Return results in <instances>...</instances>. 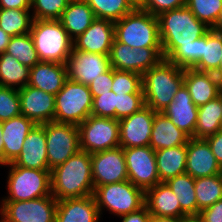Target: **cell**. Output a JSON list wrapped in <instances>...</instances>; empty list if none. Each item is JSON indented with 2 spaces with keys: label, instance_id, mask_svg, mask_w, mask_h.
<instances>
[{
  "label": "cell",
  "instance_id": "2",
  "mask_svg": "<svg viewBox=\"0 0 222 222\" xmlns=\"http://www.w3.org/2000/svg\"><path fill=\"white\" fill-rule=\"evenodd\" d=\"M157 18L164 59L179 46L192 44L211 30L198 20L187 6L162 12Z\"/></svg>",
  "mask_w": 222,
  "mask_h": 222
},
{
  "label": "cell",
  "instance_id": "21",
  "mask_svg": "<svg viewBox=\"0 0 222 222\" xmlns=\"http://www.w3.org/2000/svg\"><path fill=\"white\" fill-rule=\"evenodd\" d=\"M184 85L197 107L217 98L222 90V83L214 73L193 68L184 69Z\"/></svg>",
  "mask_w": 222,
  "mask_h": 222
},
{
  "label": "cell",
  "instance_id": "35",
  "mask_svg": "<svg viewBox=\"0 0 222 222\" xmlns=\"http://www.w3.org/2000/svg\"><path fill=\"white\" fill-rule=\"evenodd\" d=\"M96 18L116 22L132 12L136 7L134 0H85Z\"/></svg>",
  "mask_w": 222,
  "mask_h": 222
},
{
  "label": "cell",
  "instance_id": "6",
  "mask_svg": "<svg viewBox=\"0 0 222 222\" xmlns=\"http://www.w3.org/2000/svg\"><path fill=\"white\" fill-rule=\"evenodd\" d=\"M93 197L100 215L107 209L114 216L121 217L145 206V191L129 180L97 186Z\"/></svg>",
  "mask_w": 222,
  "mask_h": 222
},
{
  "label": "cell",
  "instance_id": "8",
  "mask_svg": "<svg viewBox=\"0 0 222 222\" xmlns=\"http://www.w3.org/2000/svg\"><path fill=\"white\" fill-rule=\"evenodd\" d=\"M92 104L89 87L67 79L55 95L54 121L78 126L91 115Z\"/></svg>",
  "mask_w": 222,
  "mask_h": 222
},
{
  "label": "cell",
  "instance_id": "40",
  "mask_svg": "<svg viewBox=\"0 0 222 222\" xmlns=\"http://www.w3.org/2000/svg\"><path fill=\"white\" fill-rule=\"evenodd\" d=\"M70 0H31L33 20H59Z\"/></svg>",
  "mask_w": 222,
  "mask_h": 222
},
{
  "label": "cell",
  "instance_id": "32",
  "mask_svg": "<svg viewBox=\"0 0 222 222\" xmlns=\"http://www.w3.org/2000/svg\"><path fill=\"white\" fill-rule=\"evenodd\" d=\"M222 34L211 29L202 37V57L197 61L193 69L215 73L221 61Z\"/></svg>",
  "mask_w": 222,
  "mask_h": 222
},
{
  "label": "cell",
  "instance_id": "52",
  "mask_svg": "<svg viewBox=\"0 0 222 222\" xmlns=\"http://www.w3.org/2000/svg\"><path fill=\"white\" fill-rule=\"evenodd\" d=\"M10 38L11 36H9L0 28V54H3L6 51Z\"/></svg>",
  "mask_w": 222,
  "mask_h": 222
},
{
  "label": "cell",
  "instance_id": "38",
  "mask_svg": "<svg viewBox=\"0 0 222 222\" xmlns=\"http://www.w3.org/2000/svg\"><path fill=\"white\" fill-rule=\"evenodd\" d=\"M194 16L213 28L222 10V0H187L186 5Z\"/></svg>",
  "mask_w": 222,
  "mask_h": 222
},
{
  "label": "cell",
  "instance_id": "26",
  "mask_svg": "<svg viewBox=\"0 0 222 222\" xmlns=\"http://www.w3.org/2000/svg\"><path fill=\"white\" fill-rule=\"evenodd\" d=\"M178 197L166 182H159L145 191V206L149 213L162 217H188L182 210Z\"/></svg>",
  "mask_w": 222,
  "mask_h": 222
},
{
  "label": "cell",
  "instance_id": "37",
  "mask_svg": "<svg viewBox=\"0 0 222 222\" xmlns=\"http://www.w3.org/2000/svg\"><path fill=\"white\" fill-rule=\"evenodd\" d=\"M5 53L29 68L40 61L30 33L11 37Z\"/></svg>",
  "mask_w": 222,
  "mask_h": 222
},
{
  "label": "cell",
  "instance_id": "54",
  "mask_svg": "<svg viewBox=\"0 0 222 222\" xmlns=\"http://www.w3.org/2000/svg\"><path fill=\"white\" fill-rule=\"evenodd\" d=\"M214 31H217L222 34V10L220 16L216 22V25L212 28Z\"/></svg>",
  "mask_w": 222,
  "mask_h": 222
},
{
  "label": "cell",
  "instance_id": "10",
  "mask_svg": "<svg viewBox=\"0 0 222 222\" xmlns=\"http://www.w3.org/2000/svg\"><path fill=\"white\" fill-rule=\"evenodd\" d=\"M48 166L52 170L79 150V130L74 124L50 121L45 123Z\"/></svg>",
  "mask_w": 222,
  "mask_h": 222
},
{
  "label": "cell",
  "instance_id": "13",
  "mask_svg": "<svg viewBox=\"0 0 222 222\" xmlns=\"http://www.w3.org/2000/svg\"><path fill=\"white\" fill-rule=\"evenodd\" d=\"M128 180L146 191L160 182L155 151L150 146L123 148Z\"/></svg>",
  "mask_w": 222,
  "mask_h": 222
},
{
  "label": "cell",
  "instance_id": "48",
  "mask_svg": "<svg viewBox=\"0 0 222 222\" xmlns=\"http://www.w3.org/2000/svg\"><path fill=\"white\" fill-rule=\"evenodd\" d=\"M205 140L208 142L212 153L222 168V129L214 135L208 136Z\"/></svg>",
  "mask_w": 222,
  "mask_h": 222
},
{
  "label": "cell",
  "instance_id": "49",
  "mask_svg": "<svg viewBox=\"0 0 222 222\" xmlns=\"http://www.w3.org/2000/svg\"><path fill=\"white\" fill-rule=\"evenodd\" d=\"M119 218H122V222H150L151 214L147 207L144 206L138 211L123 215Z\"/></svg>",
  "mask_w": 222,
  "mask_h": 222
},
{
  "label": "cell",
  "instance_id": "51",
  "mask_svg": "<svg viewBox=\"0 0 222 222\" xmlns=\"http://www.w3.org/2000/svg\"><path fill=\"white\" fill-rule=\"evenodd\" d=\"M190 217H162L151 215L150 222H189Z\"/></svg>",
  "mask_w": 222,
  "mask_h": 222
},
{
  "label": "cell",
  "instance_id": "17",
  "mask_svg": "<svg viewBox=\"0 0 222 222\" xmlns=\"http://www.w3.org/2000/svg\"><path fill=\"white\" fill-rule=\"evenodd\" d=\"M18 91L21 115L38 125L54 121L55 95L29 85Z\"/></svg>",
  "mask_w": 222,
  "mask_h": 222
},
{
  "label": "cell",
  "instance_id": "55",
  "mask_svg": "<svg viewBox=\"0 0 222 222\" xmlns=\"http://www.w3.org/2000/svg\"><path fill=\"white\" fill-rule=\"evenodd\" d=\"M216 75V77L221 81L222 83V54H221V61L219 64V68L218 70L214 73Z\"/></svg>",
  "mask_w": 222,
  "mask_h": 222
},
{
  "label": "cell",
  "instance_id": "56",
  "mask_svg": "<svg viewBox=\"0 0 222 222\" xmlns=\"http://www.w3.org/2000/svg\"><path fill=\"white\" fill-rule=\"evenodd\" d=\"M189 222H200V221H198L196 218H191V219L189 220Z\"/></svg>",
  "mask_w": 222,
  "mask_h": 222
},
{
  "label": "cell",
  "instance_id": "36",
  "mask_svg": "<svg viewBox=\"0 0 222 222\" xmlns=\"http://www.w3.org/2000/svg\"><path fill=\"white\" fill-rule=\"evenodd\" d=\"M32 10L0 9V28L9 36L30 33L33 17Z\"/></svg>",
  "mask_w": 222,
  "mask_h": 222
},
{
  "label": "cell",
  "instance_id": "9",
  "mask_svg": "<svg viewBox=\"0 0 222 222\" xmlns=\"http://www.w3.org/2000/svg\"><path fill=\"white\" fill-rule=\"evenodd\" d=\"M80 150L90 154L120 146L119 120L90 115L77 126Z\"/></svg>",
  "mask_w": 222,
  "mask_h": 222
},
{
  "label": "cell",
  "instance_id": "27",
  "mask_svg": "<svg viewBox=\"0 0 222 222\" xmlns=\"http://www.w3.org/2000/svg\"><path fill=\"white\" fill-rule=\"evenodd\" d=\"M190 137L163 112H156L149 146L154 150L186 145Z\"/></svg>",
  "mask_w": 222,
  "mask_h": 222
},
{
  "label": "cell",
  "instance_id": "42",
  "mask_svg": "<svg viewBox=\"0 0 222 222\" xmlns=\"http://www.w3.org/2000/svg\"><path fill=\"white\" fill-rule=\"evenodd\" d=\"M21 115L18 89L0 86V121Z\"/></svg>",
  "mask_w": 222,
  "mask_h": 222
},
{
  "label": "cell",
  "instance_id": "20",
  "mask_svg": "<svg viewBox=\"0 0 222 222\" xmlns=\"http://www.w3.org/2000/svg\"><path fill=\"white\" fill-rule=\"evenodd\" d=\"M16 166L50 170L46 152L45 123L36 124L24 140L19 156L12 162Z\"/></svg>",
  "mask_w": 222,
  "mask_h": 222
},
{
  "label": "cell",
  "instance_id": "19",
  "mask_svg": "<svg viewBox=\"0 0 222 222\" xmlns=\"http://www.w3.org/2000/svg\"><path fill=\"white\" fill-rule=\"evenodd\" d=\"M193 178L222 173L208 142L205 139L190 138L187 143L186 171Z\"/></svg>",
  "mask_w": 222,
  "mask_h": 222
},
{
  "label": "cell",
  "instance_id": "24",
  "mask_svg": "<svg viewBox=\"0 0 222 222\" xmlns=\"http://www.w3.org/2000/svg\"><path fill=\"white\" fill-rule=\"evenodd\" d=\"M35 125L32 120L24 115L2 122L3 165L12 163L19 156L25 138Z\"/></svg>",
  "mask_w": 222,
  "mask_h": 222
},
{
  "label": "cell",
  "instance_id": "15",
  "mask_svg": "<svg viewBox=\"0 0 222 222\" xmlns=\"http://www.w3.org/2000/svg\"><path fill=\"white\" fill-rule=\"evenodd\" d=\"M109 55L72 49L66 61L68 79L89 86L110 68Z\"/></svg>",
  "mask_w": 222,
  "mask_h": 222
},
{
  "label": "cell",
  "instance_id": "30",
  "mask_svg": "<svg viewBox=\"0 0 222 222\" xmlns=\"http://www.w3.org/2000/svg\"><path fill=\"white\" fill-rule=\"evenodd\" d=\"M222 129V103L218 96L198 107L195 139H205Z\"/></svg>",
  "mask_w": 222,
  "mask_h": 222
},
{
  "label": "cell",
  "instance_id": "28",
  "mask_svg": "<svg viewBox=\"0 0 222 222\" xmlns=\"http://www.w3.org/2000/svg\"><path fill=\"white\" fill-rule=\"evenodd\" d=\"M95 19L94 12L85 0H70L59 21L74 40L83 34Z\"/></svg>",
  "mask_w": 222,
  "mask_h": 222
},
{
  "label": "cell",
  "instance_id": "12",
  "mask_svg": "<svg viewBox=\"0 0 222 222\" xmlns=\"http://www.w3.org/2000/svg\"><path fill=\"white\" fill-rule=\"evenodd\" d=\"M163 59L162 48H131L113 40L109 53L111 68L143 75Z\"/></svg>",
  "mask_w": 222,
  "mask_h": 222
},
{
  "label": "cell",
  "instance_id": "7",
  "mask_svg": "<svg viewBox=\"0 0 222 222\" xmlns=\"http://www.w3.org/2000/svg\"><path fill=\"white\" fill-rule=\"evenodd\" d=\"M8 166L7 192L2 201H28L51 195V170H39L16 166L14 163Z\"/></svg>",
  "mask_w": 222,
  "mask_h": 222
},
{
  "label": "cell",
  "instance_id": "57",
  "mask_svg": "<svg viewBox=\"0 0 222 222\" xmlns=\"http://www.w3.org/2000/svg\"><path fill=\"white\" fill-rule=\"evenodd\" d=\"M219 97L221 98V103H222V90L220 91Z\"/></svg>",
  "mask_w": 222,
  "mask_h": 222
},
{
  "label": "cell",
  "instance_id": "14",
  "mask_svg": "<svg viewBox=\"0 0 222 222\" xmlns=\"http://www.w3.org/2000/svg\"><path fill=\"white\" fill-rule=\"evenodd\" d=\"M94 188L128 180L125 155L122 147L91 154Z\"/></svg>",
  "mask_w": 222,
  "mask_h": 222
},
{
  "label": "cell",
  "instance_id": "25",
  "mask_svg": "<svg viewBox=\"0 0 222 222\" xmlns=\"http://www.w3.org/2000/svg\"><path fill=\"white\" fill-rule=\"evenodd\" d=\"M67 79L66 64L39 61L30 68L28 85L56 95Z\"/></svg>",
  "mask_w": 222,
  "mask_h": 222
},
{
  "label": "cell",
  "instance_id": "33",
  "mask_svg": "<svg viewBox=\"0 0 222 222\" xmlns=\"http://www.w3.org/2000/svg\"><path fill=\"white\" fill-rule=\"evenodd\" d=\"M30 68L13 56L0 54V86L20 89L28 85Z\"/></svg>",
  "mask_w": 222,
  "mask_h": 222
},
{
  "label": "cell",
  "instance_id": "29",
  "mask_svg": "<svg viewBox=\"0 0 222 222\" xmlns=\"http://www.w3.org/2000/svg\"><path fill=\"white\" fill-rule=\"evenodd\" d=\"M187 144L155 151L160 182L186 171Z\"/></svg>",
  "mask_w": 222,
  "mask_h": 222
},
{
  "label": "cell",
  "instance_id": "43",
  "mask_svg": "<svg viewBox=\"0 0 222 222\" xmlns=\"http://www.w3.org/2000/svg\"><path fill=\"white\" fill-rule=\"evenodd\" d=\"M145 106L143 93L116 95V119L120 120L139 111Z\"/></svg>",
  "mask_w": 222,
  "mask_h": 222
},
{
  "label": "cell",
  "instance_id": "5",
  "mask_svg": "<svg viewBox=\"0 0 222 222\" xmlns=\"http://www.w3.org/2000/svg\"><path fill=\"white\" fill-rule=\"evenodd\" d=\"M30 35L40 61L66 64L73 39L59 20H33Z\"/></svg>",
  "mask_w": 222,
  "mask_h": 222
},
{
  "label": "cell",
  "instance_id": "39",
  "mask_svg": "<svg viewBox=\"0 0 222 222\" xmlns=\"http://www.w3.org/2000/svg\"><path fill=\"white\" fill-rule=\"evenodd\" d=\"M202 57V37L189 45L179 46L167 59L180 68H193Z\"/></svg>",
  "mask_w": 222,
  "mask_h": 222
},
{
  "label": "cell",
  "instance_id": "3",
  "mask_svg": "<svg viewBox=\"0 0 222 222\" xmlns=\"http://www.w3.org/2000/svg\"><path fill=\"white\" fill-rule=\"evenodd\" d=\"M183 85L184 69L163 58L142 75L145 105L155 112H163Z\"/></svg>",
  "mask_w": 222,
  "mask_h": 222
},
{
  "label": "cell",
  "instance_id": "50",
  "mask_svg": "<svg viewBox=\"0 0 222 222\" xmlns=\"http://www.w3.org/2000/svg\"><path fill=\"white\" fill-rule=\"evenodd\" d=\"M0 9L31 10V0H0Z\"/></svg>",
  "mask_w": 222,
  "mask_h": 222
},
{
  "label": "cell",
  "instance_id": "16",
  "mask_svg": "<svg viewBox=\"0 0 222 222\" xmlns=\"http://www.w3.org/2000/svg\"><path fill=\"white\" fill-rule=\"evenodd\" d=\"M155 111L149 106L119 120V143L122 148L149 146Z\"/></svg>",
  "mask_w": 222,
  "mask_h": 222
},
{
  "label": "cell",
  "instance_id": "18",
  "mask_svg": "<svg viewBox=\"0 0 222 222\" xmlns=\"http://www.w3.org/2000/svg\"><path fill=\"white\" fill-rule=\"evenodd\" d=\"M114 39V22L96 18L83 34L73 40V49L109 55Z\"/></svg>",
  "mask_w": 222,
  "mask_h": 222
},
{
  "label": "cell",
  "instance_id": "4",
  "mask_svg": "<svg viewBox=\"0 0 222 222\" xmlns=\"http://www.w3.org/2000/svg\"><path fill=\"white\" fill-rule=\"evenodd\" d=\"M114 35L131 48H162L157 16L138 7L114 22Z\"/></svg>",
  "mask_w": 222,
  "mask_h": 222
},
{
  "label": "cell",
  "instance_id": "44",
  "mask_svg": "<svg viewBox=\"0 0 222 222\" xmlns=\"http://www.w3.org/2000/svg\"><path fill=\"white\" fill-rule=\"evenodd\" d=\"M91 115L116 119V94L111 90L93 97Z\"/></svg>",
  "mask_w": 222,
  "mask_h": 222
},
{
  "label": "cell",
  "instance_id": "41",
  "mask_svg": "<svg viewBox=\"0 0 222 222\" xmlns=\"http://www.w3.org/2000/svg\"><path fill=\"white\" fill-rule=\"evenodd\" d=\"M116 95L143 93L142 90V75L131 72L114 69L113 86L111 89Z\"/></svg>",
  "mask_w": 222,
  "mask_h": 222
},
{
  "label": "cell",
  "instance_id": "31",
  "mask_svg": "<svg viewBox=\"0 0 222 222\" xmlns=\"http://www.w3.org/2000/svg\"><path fill=\"white\" fill-rule=\"evenodd\" d=\"M172 192L178 197L181 210L190 218L197 217V199L195 195V178L187 173L172 177L166 181Z\"/></svg>",
  "mask_w": 222,
  "mask_h": 222
},
{
  "label": "cell",
  "instance_id": "34",
  "mask_svg": "<svg viewBox=\"0 0 222 222\" xmlns=\"http://www.w3.org/2000/svg\"><path fill=\"white\" fill-rule=\"evenodd\" d=\"M195 195L197 199V216L202 209L210 207L222 199V173L195 178Z\"/></svg>",
  "mask_w": 222,
  "mask_h": 222
},
{
  "label": "cell",
  "instance_id": "46",
  "mask_svg": "<svg viewBox=\"0 0 222 222\" xmlns=\"http://www.w3.org/2000/svg\"><path fill=\"white\" fill-rule=\"evenodd\" d=\"M114 69L109 68L105 73L94 79L88 86L93 97L100 96V93L110 92L113 86Z\"/></svg>",
  "mask_w": 222,
  "mask_h": 222
},
{
  "label": "cell",
  "instance_id": "47",
  "mask_svg": "<svg viewBox=\"0 0 222 222\" xmlns=\"http://www.w3.org/2000/svg\"><path fill=\"white\" fill-rule=\"evenodd\" d=\"M196 219L200 222H222V199L202 209Z\"/></svg>",
  "mask_w": 222,
  "mask_h": 222
},
{
  "label": "cell",
  "instance_id": "53",
  "mask_svg": "<svg viewBox=\"0 0 222 222\" xmlns=\"http://www.w3.org/2000/svg\"><path fill=\"white\" fill-rule=\"evenodd\" d=\"M2 122L0 121V166H3V149H4V141L2 139Z\"/></svg>",
  "mask_w": 222,
  "mask_h": 222
},
{
  "label": "cell",
  "instance_id": "45",
  "mask_svg": "<svg viewBox=\"0 0 222 222\" xmlns=\"http://www.w3.org/2000/svg\"><path fill=\"white\" fill-rule=\"evenodd\" d=\"M136 5L154 16H158L162 12L186 6L187 0H139Z\"/></svg>",
  "mask_w": 222,
  "mask_h": 222
},
{
  "label": "cell",
  "instance_id": "1",
  "mask_svg": "<svg viewBox=\"0 0 222 222\" xmlns=\"http://www.w3.org/2000/svg\"><path fill=\"white\" fill-rule=\"evenodd\" d=\"M51 194L57 200L93 195L91 154L79 150L50 171Z\"/></svg>",
  "mask_w": 222,
  "mask_h": 222
},
{
  "label": "cell",
  "instance_id": "23",
  "mask_svg": "<svg viewBox=\"0 0 222 222\" xmlns=\"http://www.w3.org/2000/svg\"><path fill=\"white\" fill-rule=\"evenodd\" d=\"M99 218L93 195L57 200L55 222H98Z\"/></svg>",
  "mask_w": 222,
  "mask_h": 222
},
{
  "label": "cell",
  "instance_id": "11",
  "mask_svg": "<svg viewBox=\"0 0 222 222\" xmlns=\"http://www.w3.org/2000/svg\"><path fill=\"white\" fill-rule=\"evenodd\" d=\"M3 222H55L57 199L51 194L28 201H1Z\"/></svg>",
  "mask_w": 222,
  "mask_h": 222
},
{
  "label": "cell",
  "instance_id": "22",
  "mask_svg": "<svg viewBox=\"0 0 222 222\" xmlns=\"http://www.w3.org/2000/svg\"><path fill=\"white\" fill-rule=\"evenodd\" d=\"M163 113L190 138H194L197 123L198 107L192 102V98L185 85L180 88L173 97V101Z\"/></svg>",
  "mask_w": 222,
  "mask_h": 222
}]
</instances>
